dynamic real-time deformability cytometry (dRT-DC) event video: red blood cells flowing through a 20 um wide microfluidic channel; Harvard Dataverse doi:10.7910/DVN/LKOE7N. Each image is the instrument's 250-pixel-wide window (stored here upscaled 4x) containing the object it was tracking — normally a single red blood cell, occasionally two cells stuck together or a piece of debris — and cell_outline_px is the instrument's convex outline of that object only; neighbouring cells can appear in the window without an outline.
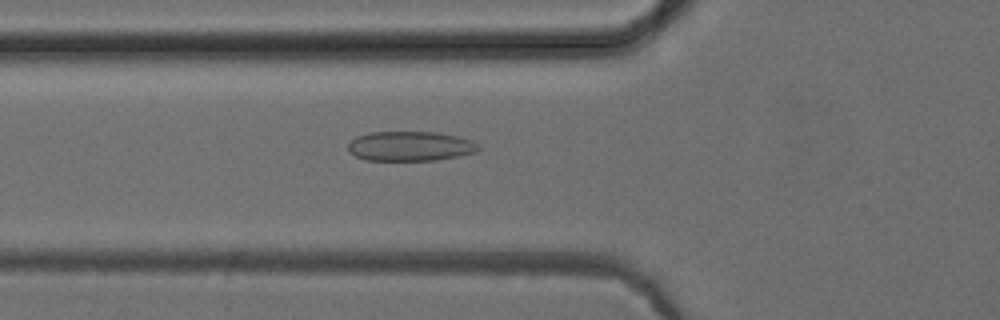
{"species": "common noctule bat (a hibernating species)", "species_latin": "Nyctalus noctula", "temperature_condition": "cold", "stored_images_in_passage": 52, "camera_frame_rate_fps": 3000, "um_per_image_px": 0.085, "animal": {"sex": "female", "body_mass_g": 24.6, "forearm_length_mm": 56.2}, "frame": {"image": 1, "passage_image": 19, "time_ms": 6.0, "image_size_px": [1000, 320], "cell_outline_px": [[480, 148], [476, 152], [460, 156], [436, 160], [364, 160], [348, 152], [348, 144], [356, 136], [368, 132], [436, 132], [456, 136], [472, 140]], "centroid_in_image_um": [34.84, 12.42], "position_along_channel_um": 91.0, "area_um2": 22.6}}
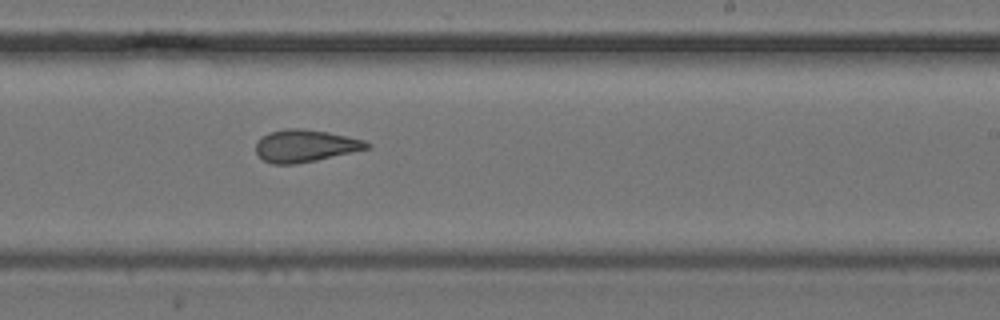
{"frame": {"image": 2, "passage_image": 32, "time_ms": 10.333, "image_size_px": [1000, 320], "cell_outline_px": [[372, 148], [316, 160], [296, 164], [272, 164], [264, 160], [256, 152], [256, 140], [260, 136], [268, 132], [288, 128], [300, 128], [328, 132], [348, 136], [364, 140], [372, 144]], "centroid_in_image_um": [25.95, 12.39], "position_along_channel_um": 263.0, "area_um2": 21.1}}
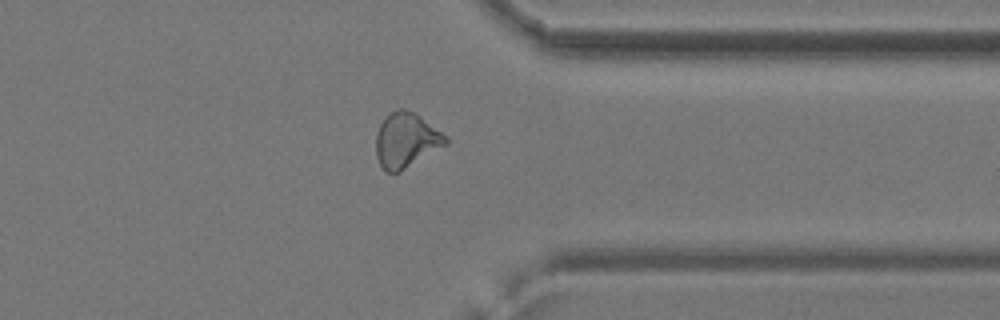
{"frame": {"image": 3, "passage_image": 41, "time_ms": 13.333, "image_size_px": [1000, 320], "cell_outline_px": [[448, 144], [400, 172], [384, 172], [376, 156], [376, 132], [384, 116], [400, 108], [404, 108], [420, 116], [448, 136]], "centroid_in_image_um": [34.52, 11.93], "position_along_channel_um": 376.9, "area_um2": 22.48}, "authors_computed_cell_mechanics": {"area_um2": 22.0507, "velocity_mm_per_s": 3.9465, "shape_relaxation_time_tau1_ms": null, "shape_relaxation_time_tau2_ms": 1.9563, "deformation_change_tau1": null, "deformation_change_tau2": 0.0945}}